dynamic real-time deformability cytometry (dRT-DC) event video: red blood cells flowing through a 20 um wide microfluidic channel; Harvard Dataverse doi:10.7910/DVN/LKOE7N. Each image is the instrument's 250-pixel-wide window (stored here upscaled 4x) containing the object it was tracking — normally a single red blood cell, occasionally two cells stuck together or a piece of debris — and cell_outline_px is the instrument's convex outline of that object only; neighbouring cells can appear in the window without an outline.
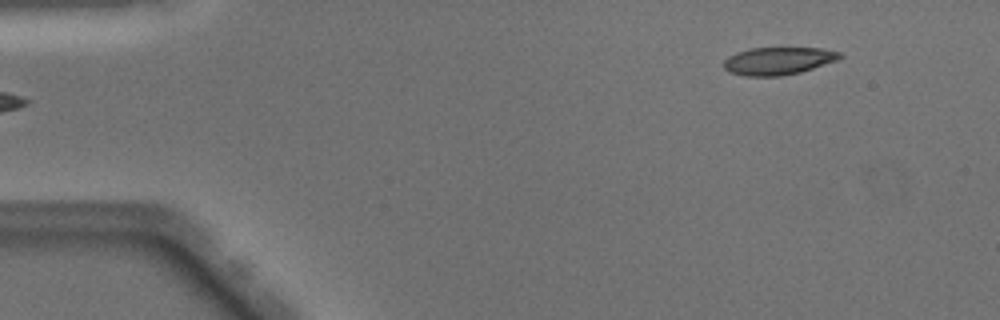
{"species": "Egyptian fruit bat (a non-hibernating species)", "species_latin": "Rousettus aegyptiacus", "temperature_condition": "warm", "stored_images_in_passage": 45, "camera_frame_rate_fps": 3000, "um_per_image_px": 0.085, "animal": {"sex": "male"}, "frame": {"image": 1, "passage_image": 1, "time_ms": 0.0, "image_size_px": [1000, 320], "cell_outline_px": [[844, 56], [836, 60], [800, 72], [780, 76], [744, 76], [728, 72], [724, 68], [724, 60], [728, 56], [736, 52], [748, 48], [820, 48], [840, 52]], "centroid_in_image_um": [66.1, 5.17], "position_along_channel_um": 18.9, "area_um2": 18.67}}
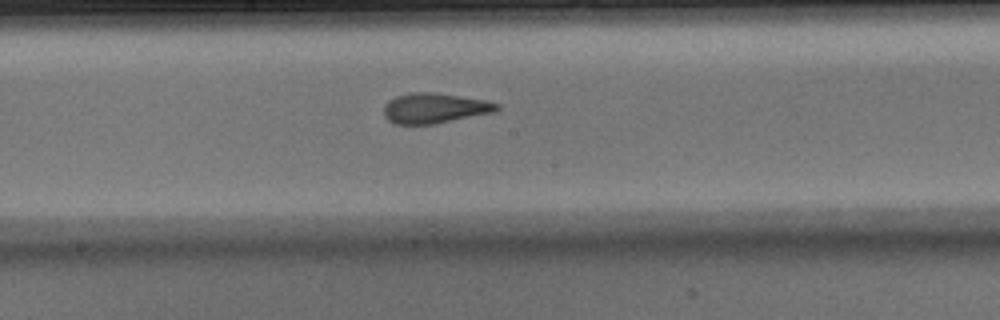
{"frame": {"image": 2, "passage_image": 22, "time_ms": 7.0, "image_size_px": [1000, 320], "cell_outline_px": [[500, 108], [496, 112], [436, 124], [392, 124], [384, 116], [384, 104], [388, 100], [396, 96], [412, 92], [436, 92], [488, 100], [500, 104]], "centroid_in_image_um": [36.97, 9.19], "position_along_channel_um": 211.2, "area_um2": 20.35}}
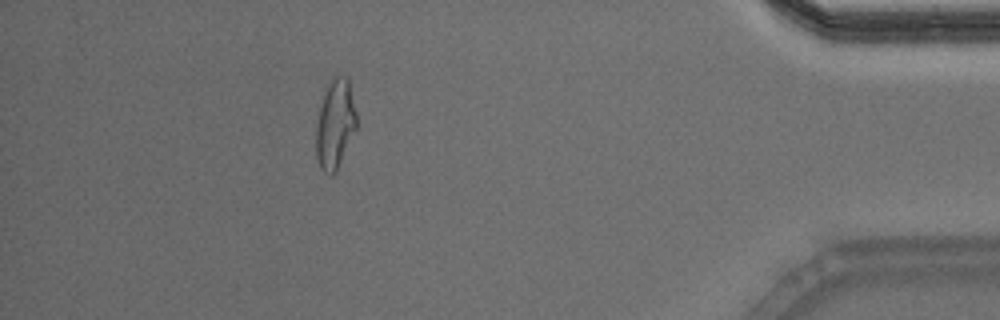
{"frame": {"image": 3, "passage_image": 40, "time_ms": 13.0, "image_size_px": [1000, 320], "cell_outline_px": [[356, 128], [336, 172], [332, 176], [328, 176], [320, 168], [316, 156], [316, 124], [320, 108], [324, 96], [332, 80], [336, 76], [348, 76], [356, 112]], "centroid_in_image_um": [28.49, 10.61], "position_along_channel_um": 406.7, "area_um2": 20.75}, "authors_computed_cell_mechanics": {"area_um2": 19.9988, "velocity_mm_per_s": 4.0593, "shape_relaxation_time_tau1_ms": 11.1915, "shape_relaxation_time_tau2_ms": 1.4398, "deformation_change_tau1": 0.322, "deformation_change_tau2": 0.1012}}